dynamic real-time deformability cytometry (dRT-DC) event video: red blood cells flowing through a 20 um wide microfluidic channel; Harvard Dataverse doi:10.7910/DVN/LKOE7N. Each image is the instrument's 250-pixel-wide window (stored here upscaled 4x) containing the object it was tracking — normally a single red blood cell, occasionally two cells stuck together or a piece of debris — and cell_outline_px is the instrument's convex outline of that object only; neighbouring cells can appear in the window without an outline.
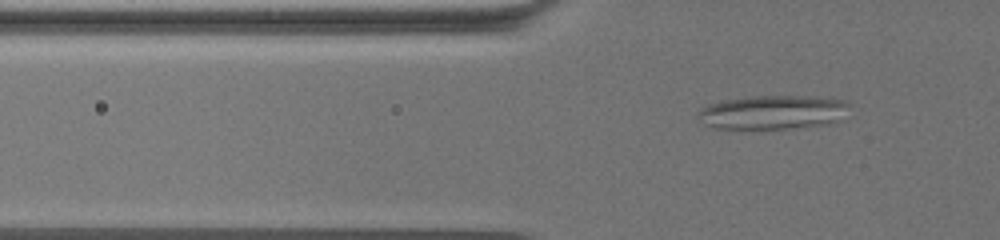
{"species": "common noctule bat (a hibernating species)", "species_latin": "Nyctalus noctula", "temperature_condition": "warm", "stored_images_in_passage": 76, "camera_frame_rate_fps": 3000, "um_per_image_px": 0.085, "animal": {"sex": "female", "body_mass_g": 19.5, "forearm_length_mm": 54.1}, "frame": {"image": 1, "passage_image": 28, "time_ms": 9.0, "image_size_px": [1000, 240], "cell_outline_px": [[852, 104], [840, 120], [832, 124], [788, 128], [740, 132], [712, 128], [704, 124], [696, 116], [696, 112], [700, 108], [724, 100], [756, 96], [820, 96], [844, 100]], "centroid_in_image_um": [65.66, 9.59], "position_along_channel_um": 60.1, "area_um2": 31.27}}
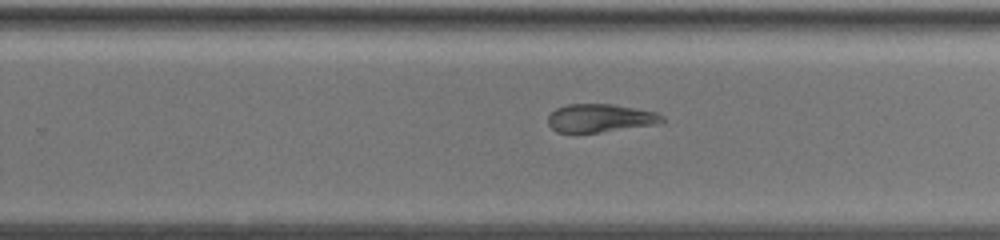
{"frame": {"image": 2, "passage_image": 52, "time_ms": 17.0, "image_size_px": [1000, 240], "cell_outline_px": [[664, 120], [656, 124], [600, 132], [556, 132], [548, 124], [548, 116], [556, 108], [568, 104], [612, 104], [656, 112], [664, 116]], "centroid_in_image_um": [51.0, 10.03], "position_along_channel_um": 278.8, "area_um2": 18.55}}
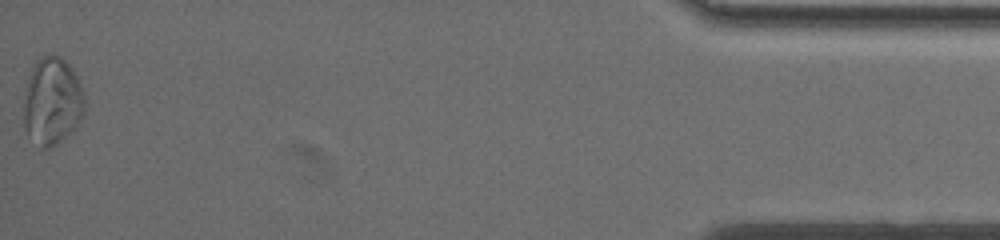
{"frame": {"image": 3, "passage_image": 76, "time_ms": 25.0, "image_size_px": [1000, 240], "cell_outline_px": [[84, 112], [76, 124], [52, 148], [40, 148], [28, 136], [24, 124], [24, 104], [28, 84], [32, 68], [36, 60], [52, 52], [60, 56], [72, 68], [84, 92]], "centroid_in_image_um": [4.43, 8.59], "position_along_channel_um": 430.8, "area_um2": 30.63}}